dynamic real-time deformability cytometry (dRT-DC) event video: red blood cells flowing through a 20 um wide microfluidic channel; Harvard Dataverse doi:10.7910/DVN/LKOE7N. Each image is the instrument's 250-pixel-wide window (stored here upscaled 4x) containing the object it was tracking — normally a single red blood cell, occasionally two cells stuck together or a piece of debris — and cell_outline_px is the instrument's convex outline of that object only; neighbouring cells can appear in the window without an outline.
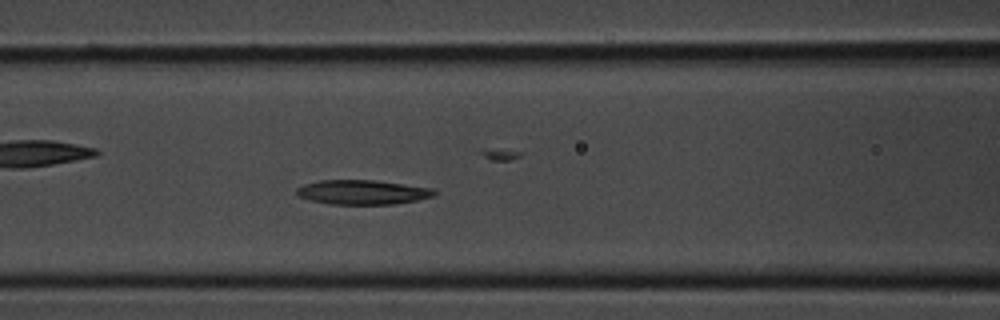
{"species": "common noctule bat (a hibernating species)", "species_latin": "Nyctalus noctula", "temperature_condition": "room temperature", "stored_images_in_passage": 29, "segment_of_instrument_passage": [1, 2], "camera_frame_rate_fps": 3000, "um_per_image_px": 0.085, "animal": {"sex": "male", "body_mass_g": 20.1, "forearm_length_mm": 53.5}, "frame": {"image": 1, "passage_image": 6, "time_ms": 1.667, "image_size_px": [1000, 320], "cell_outline_px": [[436, 196], [396, 204], [328, 204], [312, 200], [300, 196], [296, 192], [296, 188], [304, 184], [320, 180], [372, 180], [404, 184], [432, 188], [436, 192]], "centroid_in_image_um": [30.83, 16.33], "position_along_channel_um": 135.8, "area_um2": 19.54}}
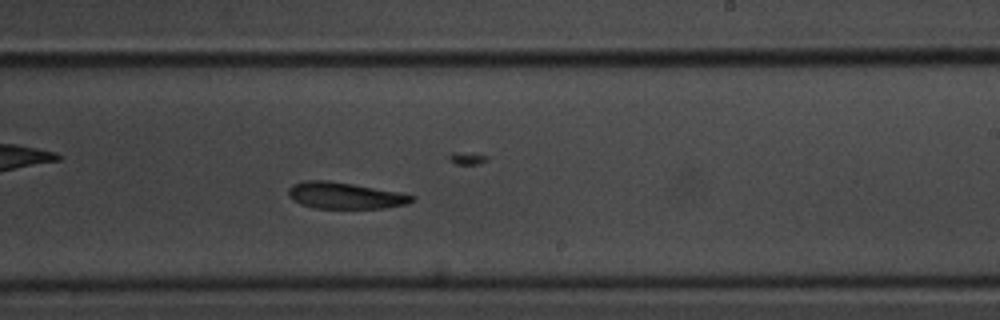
{"frame": {"image": 2, "passage_image": 13, "time_ms": 4.0, "image_size_px": [1000, 320], "cell_outline_px": [[416, 200], [408, 204], [384, 208], [312, 208], [300, 204], [292, 200], [288, 196], [288, 188], [292, 184], [308, 180], [328, 180], [352, 184], [396, 192], [416, 196]], "centroid_in_image_um": [29.29, 16.63], "position_along_channel_um": 259.7, "area_um2": 19.07}}
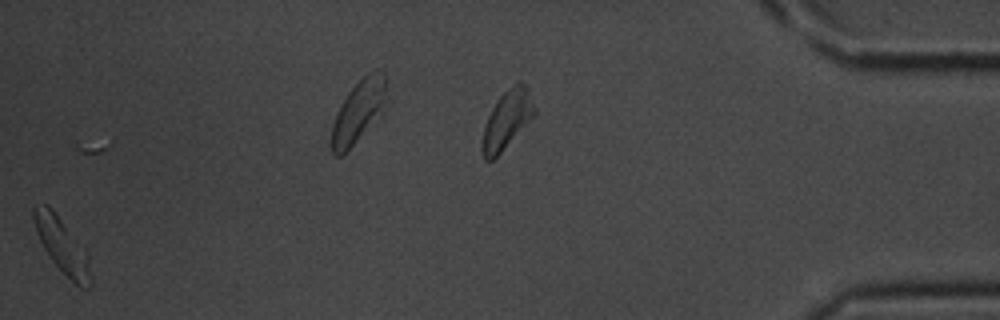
{"frame": {"image": 3, "passage_image": 28, "time_ms": 9.0, "image_size_px": [1000, 320], "cell_outline_px": [[92, 284], [88, 288], [80, 288], [48, 256], [36, 232], [32, 216], [32, 208], [36, 204], [44, 204], [88, 248], [92, 280]], "centroid_in_image_um": [5.34, 20.92], "position_along_channel_um": 429.9, "area_um2": 18.21}}